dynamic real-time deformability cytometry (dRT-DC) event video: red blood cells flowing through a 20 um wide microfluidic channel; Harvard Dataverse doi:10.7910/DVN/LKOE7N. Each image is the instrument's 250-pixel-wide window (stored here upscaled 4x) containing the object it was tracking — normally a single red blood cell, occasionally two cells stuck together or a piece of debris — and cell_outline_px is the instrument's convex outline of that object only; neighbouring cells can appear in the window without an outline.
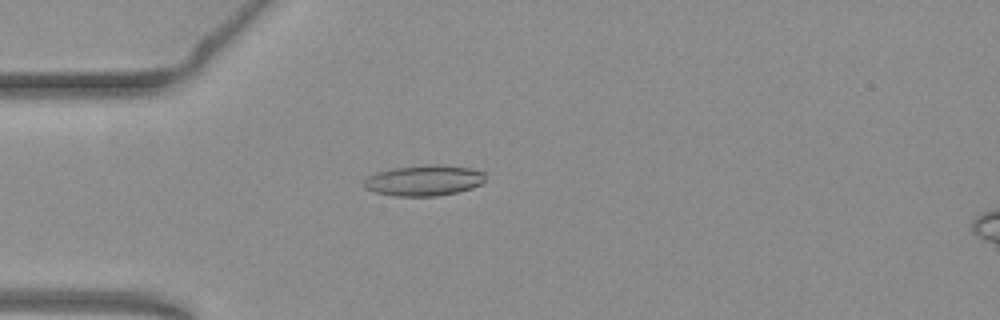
{"species": "common noctule bat (a hibernating species)", "species_latin": "Nyctalus noctula", "temperature_condition": "warm", "stored_images_in_passage": 44, "camera_frame_rate_fps": 3000, "um_per_image_px": 0.085, "animal": {"sex": "female", "body_mass_g": 19.3, "forearm_length_mm": 54.1}, "frame": {"image": 1, "passage_image": 5, "time_ms": 1.333, "image_size_px": [1000, 320], "cell_outline_px": [[484, 180], [480, 184], [472, 188], [456, 192], [436, 196], [396, 196], [376, 192], [364, 188], [364, 180], [368, 176], [376, 172], [392, 168], [424, 164], [440, 164], [472, 168], [484, 172]], "centroid_in_image_um": [36.03, 15.32], "position_along_channel_um": 49.0, "area_um2": 21.85}}
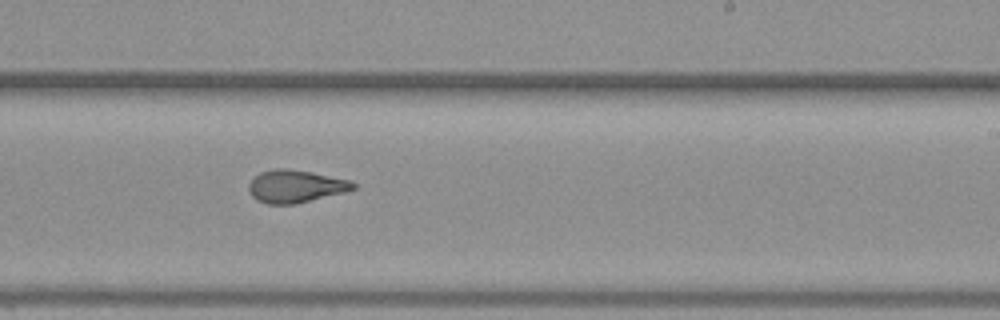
{"frame": {"image": 2, "passage_image": 23, "time_ms": 7.333, "image_size_px": [1000, 320], "cell_outline_px": [[356, 188], [344, 192], [296, 204], [268, 204], [256, 200], [252, 196], [248, 188], [248, 184], [260, 172], [276, 168], [284, 168], [312, 172], [348, 180], [356, 184]], "centroid_in_image_um": [25.1, 15.84], "position_along_channel_um": 263.9, "area_um2": 19.71}}
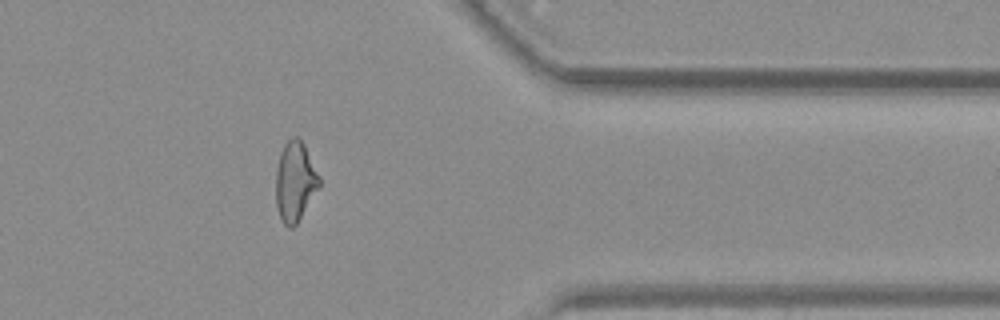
{"frame": {"image": 3, "passage_image": 34, "time_ms": 11.0, "image_size_px": [1000, 320], "cell_outline_px": [[320, 188], [296, 224], [292, 228], [288, 228], [284, 224], [280, 216], [276, 204], [276, 168], [280, 152], [284, 144], [292, 136], [296, 136], [304, 144], [320, 176]], "centroid_in_image_um": [25.09, 15.42], "position_along_channel_um": 386.3, "area_um2": 20.29}, "authors_computed_cell_mechanics": {"area_um2": 20.1722, "velocity_mm_per_s": 3.8008, "shape_relaxation_time_tau1_ms": 5.2759, "shape_relaxation_time_tau2_ms": 1.778, "deformation_change_tau1": 0.2055, "deformation_change_tau2": 0.0945}}